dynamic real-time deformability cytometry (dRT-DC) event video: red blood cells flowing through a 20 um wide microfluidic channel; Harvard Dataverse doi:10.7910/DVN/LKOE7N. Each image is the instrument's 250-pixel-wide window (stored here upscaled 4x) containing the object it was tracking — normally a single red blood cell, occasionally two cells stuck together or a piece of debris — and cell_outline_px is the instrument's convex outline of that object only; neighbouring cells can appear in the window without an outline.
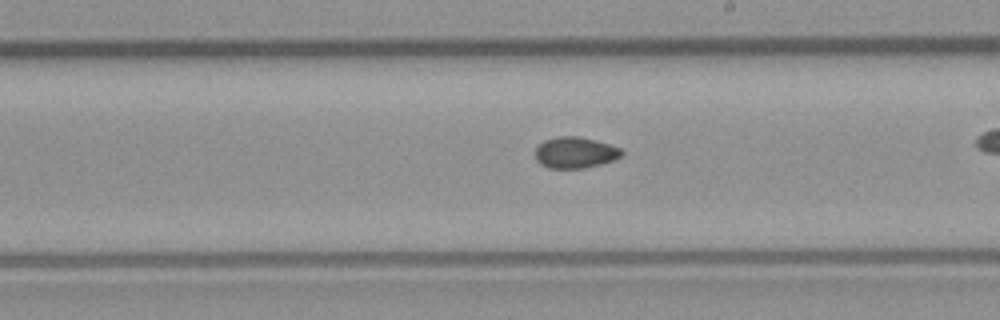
{"species": "common noctule bat (a hibernating species)", "species_latin": "Nyctalus noctula", "temperature_condition": "room temperature", "stored_images_in_passage": 38, "camera_frame_rate_fps": 3000, "um_per_image_px": 0.085, "animal": {"sex": "male", "body_mass_g": 23.1, "forearm_length_mm": 52.7}, "frame": {"image": 1, "passage_image": 27, "time_ms": 8.667, "image_size_px": [1000, 320], "cell_outline_px": [[624, 152], [620, 156], [612, 160], [600, 164], [584, 168], [548, 168], [540, 164], [536, 160], [536, 148], [544, 140], [560, 136], [576, 136], [608, 144], [620, 148]], "centroid_in_image_um": [48.86, 12.98], "position_along_channel_um": 240.1, "area_um2": 15.43}}
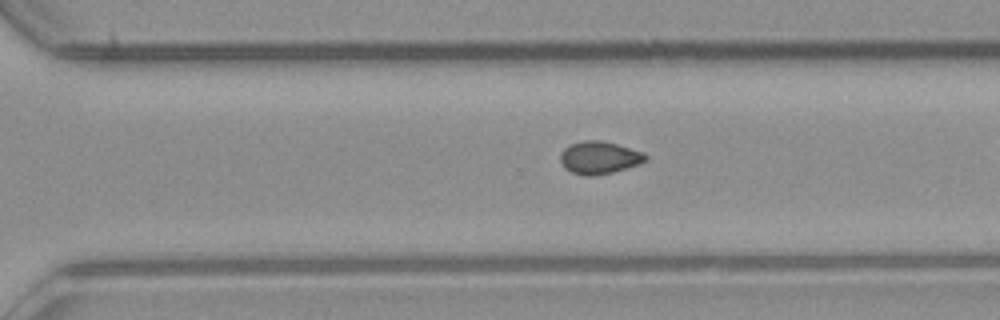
{"frame": {"image": 2, "passage_image": 33, "time_ms": 10.667, "image_size_px": [1000, 320], "cell_outline_px": [[648, 156], [640, 164], [612, 172], [596, 176], [584, 176], [572, 172], [564, 168], [560, 160], [560, 152], [564, 148], [572, 144], [584, 140], [600, 140], [616, 144], [644, 152]], "centroid_in_image_um": [50.92, 13.4], "position_along_channel_um": 319.7, "area_um2": 16.18}}